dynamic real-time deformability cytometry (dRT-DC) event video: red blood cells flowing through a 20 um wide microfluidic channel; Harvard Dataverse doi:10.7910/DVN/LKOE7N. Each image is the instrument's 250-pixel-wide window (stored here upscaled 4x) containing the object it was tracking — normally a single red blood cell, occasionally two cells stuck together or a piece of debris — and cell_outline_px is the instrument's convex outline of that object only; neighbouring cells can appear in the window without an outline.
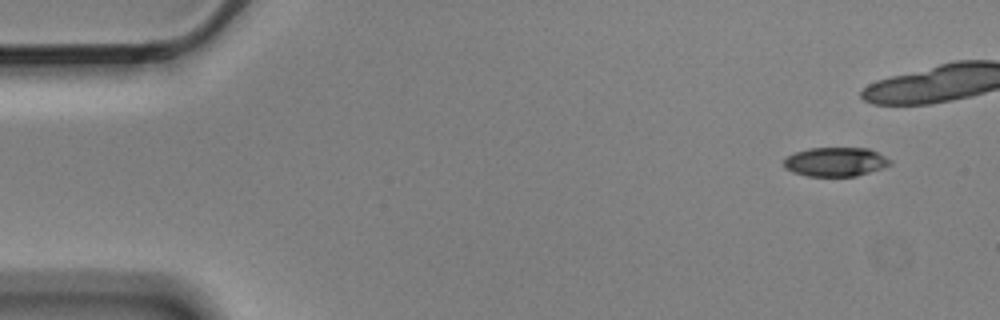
{"species": "Egyptian fruit bat (a non-hibernating species)", "species_latin": "Rousettus aegyptiacus", "temperature_condition": "cold", "stored_images_in_passage": 6, "camera_frame_rate_fps": 3000, "um_per_image_px": 0.085, "animal": {"sex": "male"}, "frame": {"image": 1, "passage_image": 1, "time_ms": 0.0, "image_size_px": [1000, 320], "cell_outline_px": [[892, 164], [856, 176], [808, 176], [792, 172], [784, 168], [784, 160], [788, 156], [796, 152], [808, 148], [868, 148], [892, 160]], "centroid_in_image_um": [71.0, 13.75], "position_along_channel_um": 14.0, "area_um2": 17.86}}